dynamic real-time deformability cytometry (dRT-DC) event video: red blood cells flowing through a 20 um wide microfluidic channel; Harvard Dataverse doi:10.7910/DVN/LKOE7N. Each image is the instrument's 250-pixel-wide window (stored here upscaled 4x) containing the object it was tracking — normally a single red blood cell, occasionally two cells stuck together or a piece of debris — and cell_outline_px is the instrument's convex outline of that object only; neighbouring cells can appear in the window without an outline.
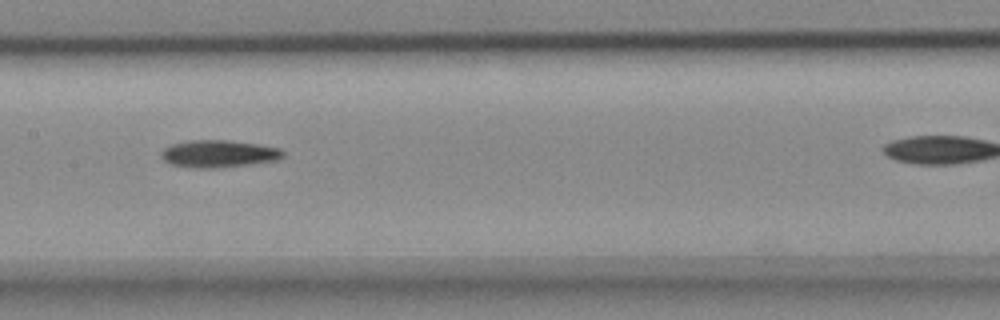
{"species": "common noctule bat (a hibernating species)", "species_latin": "Nyctalus noctula", "temperature_condition": "cold", "stored_images_in_passage": 7, "camera_frame_rate_fps": 3000, "um_per_image_px": 0.085, "animal": {"sex": "female", "body_mass_g": 18.4}, "frame": {"image": 1, "passage_image": 5, "time_ms": 1.333, "image_size_px": [1000, 320], "cell_outline_px": [[284, 156], [280, 160], [252, 164], [212, 168], [200, 168], [172, 164], [164, 160], [160, 156], [160, 152], [164, 148], [172, 144], [188, 140], [228, 140], [256, 144], [280, 148], [284, 152]], "centroid_in_image_um": [18.61, 13.06], "position_along_channel_um": 188.8, "area_um2": 19.36}}
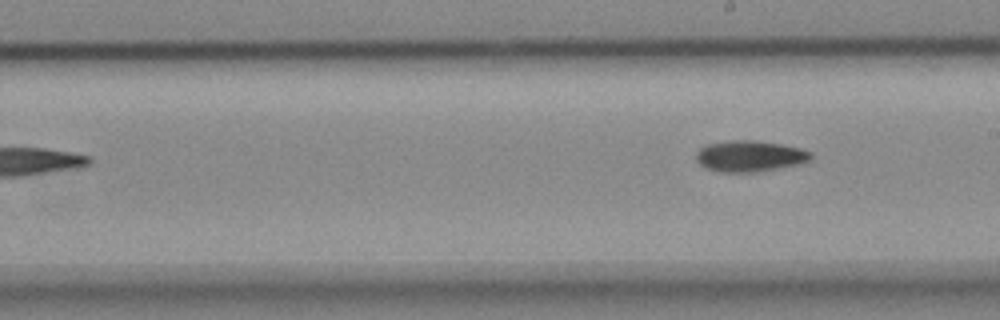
{"frame": {"image": 2, "passage_image": 7, "time_ms": 2.0, "image_size_px": [1000, 320], "cell_outline_px": [[812, 156], [808, 160], [800, 164], [780, 168], [756, 172], [720, 172], [704, 168], [696, 160], [696, 152], [700, 148], [708, 144], [732, 140], [752, 140], [780, 144], [800, 148], [812, 152]], "centroid_in_image_um": [63.71, 13.28], "position_along_channel_um": 225.3, "area_um2": 20.81}}